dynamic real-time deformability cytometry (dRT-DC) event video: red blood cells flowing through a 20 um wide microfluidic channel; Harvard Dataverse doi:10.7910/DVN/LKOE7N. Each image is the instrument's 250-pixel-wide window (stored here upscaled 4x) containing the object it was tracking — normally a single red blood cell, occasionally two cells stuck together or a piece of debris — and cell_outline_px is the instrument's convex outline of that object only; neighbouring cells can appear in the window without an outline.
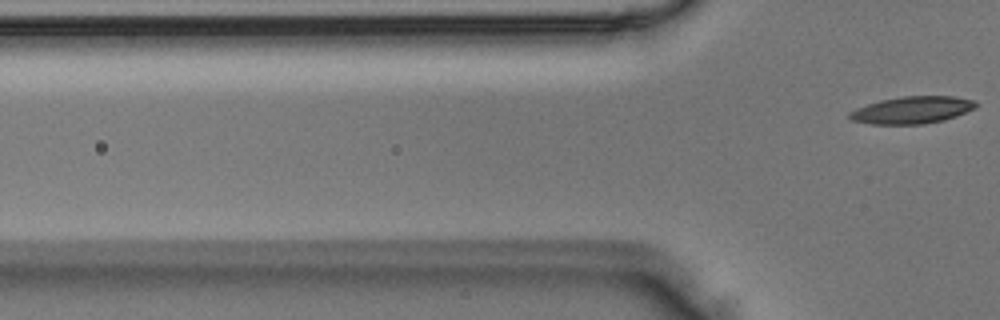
{"species": "Egyptian fruit bat (a non-hibernating species)", "species_latin": "Rousettus aegyptiacus", "temperature_condition": "room temperature", "stored_images_in_passage": 3, "segment_of_instrument_passage": [2, 2], "camera_frame_rate_fps": 3000, "um_per_image_px": 0.085, "animal": {"sex": "male"}, "frame": {"image": 1, "passage_image": 3, "time_ms": 0.667, "image_size_px": [1000, 320], "cell_outline_px": [[976, 108], [956, 116], [944, 120], [924, 124], [872, 124], [852, 120], [848, 116], [848, 112], [856, 108], [880, 100], [904, 96], [952, 96], [976, 100]], "centroid_in_image_um": [77.54, 9.35], "position_along_channel_um": 48.3, "area_um2": 20.0}}